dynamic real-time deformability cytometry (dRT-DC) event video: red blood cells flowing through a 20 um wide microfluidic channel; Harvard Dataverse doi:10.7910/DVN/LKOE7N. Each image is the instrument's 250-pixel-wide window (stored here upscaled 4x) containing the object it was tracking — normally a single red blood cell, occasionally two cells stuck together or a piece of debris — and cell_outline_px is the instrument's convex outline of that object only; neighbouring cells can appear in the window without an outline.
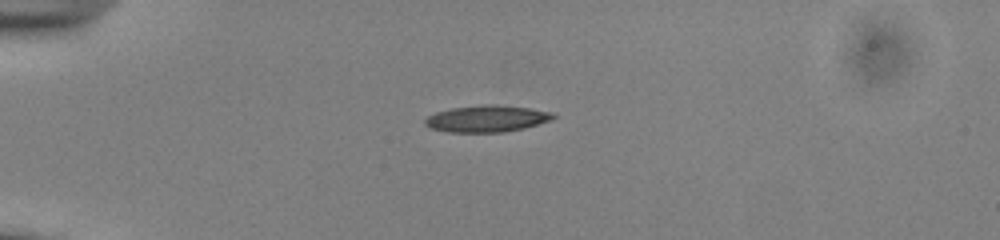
{"species": "common noctule bat (a hibernating species)", "species_latin": "Nyctalus noctula", "temperature_condition": "cold", "stored_images_in_passage": 40, "camera_frame_rate_fps": 3000, "um_per_image_px": 0.085, "animal": {"sex": "male", "body_mass_g": 13.0, "forearm_length_mm": 53.1}, "frame": {"image": 1, "passage_image": 1, "time_ms": 0.0, "image_size_px": [1000, 240], "cell_outline_px": [[556, 116], [552, 120], [524, 128], [504, 132], [448, 132], [432, 128], [424, 124], [424, 120], [428, 116], [436, 112], [452, 108], [484, 104], [496, 104], [528, 108], [552, 112]], "centroid_in_image_um": [41.39, 10.08], "position_along_channel_um": 43.6, "area_um2": 19.88}}
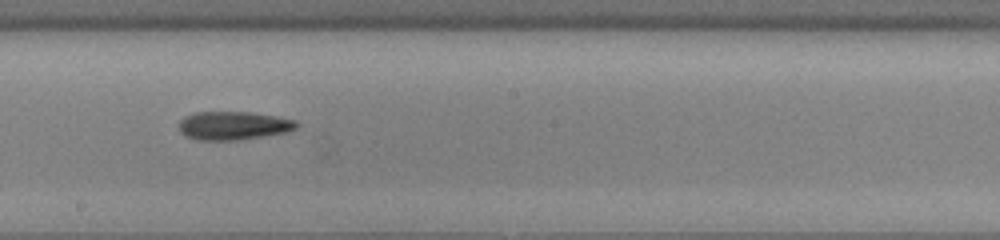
{"frame": {"image": 2, "passage_image": 18, "time_ms": 5.667, "image_size_px": [1000, 240], "cell_outline_px": [[300, 124], [296, 128], [288, 132], [240, 140], [196, 140], [184, 136], [180, 132], [180, 120], [184, 116], [196, 112], [252, 112], [276, 116], [296, 120]], "centroid_in_image_um": [19.85, 10.68], "position_along_channel_um": 228.3, "area_um2": 19.71}}
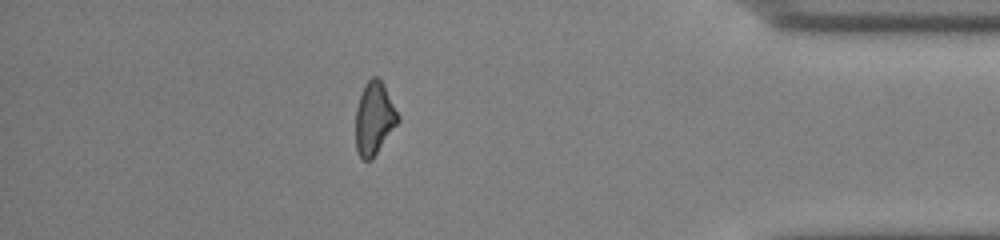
{"frame": {"image": 3, "passage_image": 34, "time_ms": 11.0, "image_size_px": [1000, 240], "cell_outline_px": [[400, 120], [372, 160], [364, 160], [360, 156], [356, 148], [356, 108], [360, 96], [368, 80], [372, 76], [376, 76], [380, 80], [400, 116]], "centroid_in_image_um": [31.81, 10.1], "position_along_channel_um": 403.4, "area_um2": 17.63}, "authors_computed_cell_mechanics": {"area_um2": 18.9584, "velocity_mm_per_s": 3.8995, "shape_relaxation_time_tau1_ms": 3.0367, "shape_relaxation_time_tau2_ms": null, "deformation_change_tau1": 0.1053, "deformation_change_tau2": null}}